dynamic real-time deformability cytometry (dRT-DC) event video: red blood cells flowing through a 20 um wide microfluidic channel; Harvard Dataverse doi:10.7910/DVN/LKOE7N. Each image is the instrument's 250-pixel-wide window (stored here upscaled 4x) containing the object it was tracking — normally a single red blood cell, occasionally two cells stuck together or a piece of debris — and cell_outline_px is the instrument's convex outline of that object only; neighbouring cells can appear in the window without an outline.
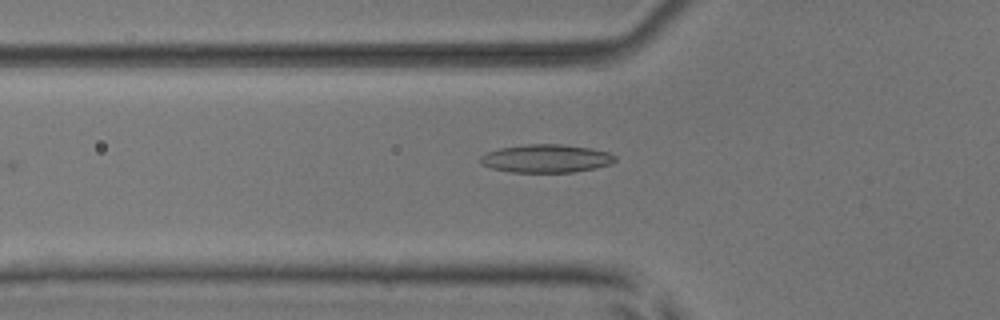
{"species": "common noctule bat (a hibernating species)", "species_latin": "Nyctalus noctula", "temperature_condition": "room temperature", "stored_images_in_passage": 5, "camera_frame_rate_fps": 3000, "um_per_image_px": 0.085, "animal": {"sex": "male", "body_mass_g": 17.9, "forearm_length_mm": 54.2}, "frame": {"image": 1, "passage_image": 4, "time_ms": 3.667, "image_size_px": [1000, 320], "cell_outline_px": [[616, 160], [612, 164], [596, 168], [572, 172], [512, 172], [492, 168], [480, 164], [480, 156], [488, 152], [500, 148], [528, 144], [564, 144], [588, 148], [608, 152], [616, 156]], "centroid_in_image_um": [46.44, 13.47], "position_along_channel_um": 79.4, "area_um2": 22.08}}
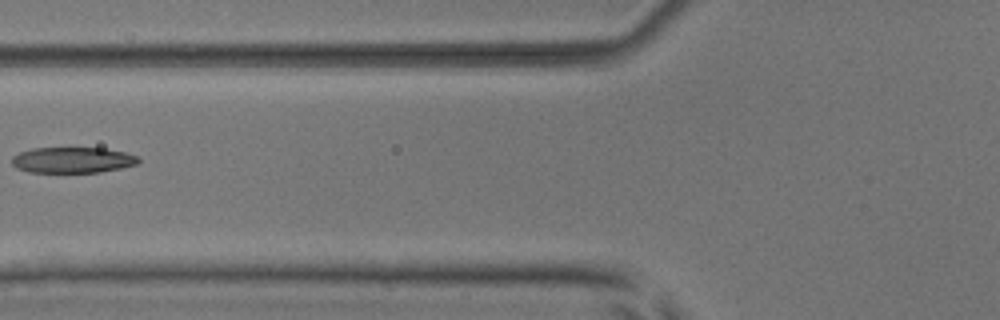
{"frame": {"image": 2, "passage_image": 5, "time_ms": 4.667, "image_size_px": [1000, 320], "cell_outline_px": [[140, 160], [136, 164], [120, 168], [100, 172], [28, 172], [16, 168], [12, 164], [12, 156], [20, 152], [32, 148], [104, 148], [124, 152], [136, 156]], "centroid_in_image_um": [6.13, 13.6], "position_along_channel_um": 119.7, "area_um2": 18.96}}